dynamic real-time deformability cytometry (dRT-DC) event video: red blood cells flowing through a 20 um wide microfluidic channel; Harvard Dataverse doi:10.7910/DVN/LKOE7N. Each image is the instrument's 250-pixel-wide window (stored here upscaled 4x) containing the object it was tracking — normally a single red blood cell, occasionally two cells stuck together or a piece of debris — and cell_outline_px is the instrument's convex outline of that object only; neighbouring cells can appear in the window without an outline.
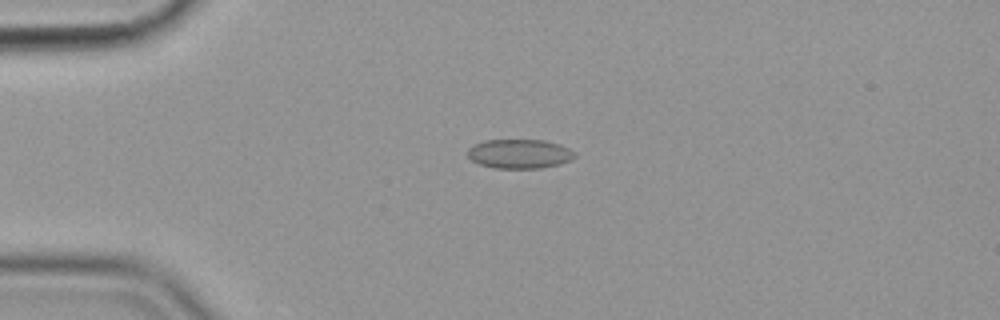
{"species": "common noctule bat (a hibernating species)", "species_latin": "Nyctalus noctula", "temperature_condition": "cold", "stored_images_in_passage": 56, "camera_frame_rate_fps": 3000, "um_per_image_px": 0.085, "animal": {"sex": "female", "body_mass_g": 19.9}, "frame": {"image": 1, "passage_image": 14, "time_ms": 4.333, "image_size_px": [1000, 320], "cell_outline_px": [[576, 156], [572, 160], [560, 164], [540, 168], [496, 168], [480, 164], [472, 160], [468, 156], [468, 148], [472, 144], [484, 140], [544, 140], [560, 144], [576, 152]], "centroid_in_image_um": [44.18, 13.07], "position_along_channel_um": 40.8, "area_um2": 18.38}}
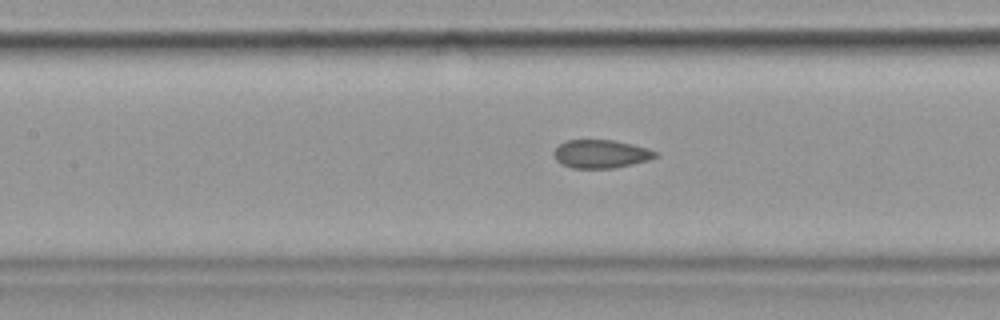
{"frame": {"image": 2, "passage_image": 26, "time_ms": 8.333, "image_size_px": [1000, 320], "cell_outline_px": [[660, 152], [656, 156], [648, 160], [632, 164], [612, 168], [572, 168], [560, 164], [556, 160], [552, 152], [560, 144], [568, 140], [612, 140], [632, 144], [648, 148]], "centroid_in_image_um": [51.07, 13.08], "position_along_channel_um": 156.3, "area_um2": 16.76}}
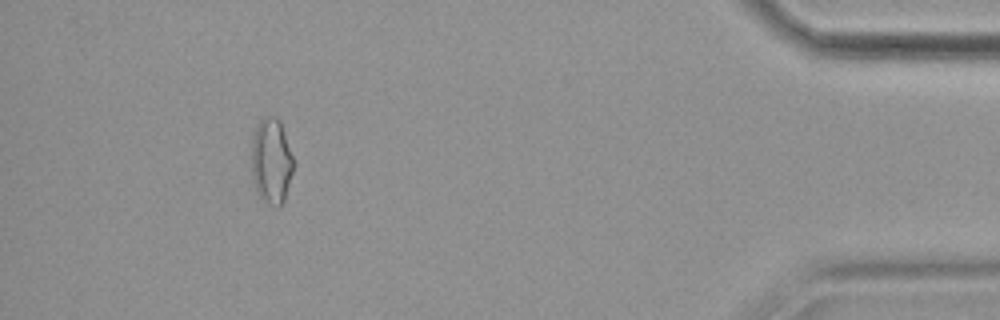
{"frame": {"image": 3, "passage_image": 52, "time_ms": 17.0, "image_size_px": [1000, 320], "cell_outline_px": [[296, 164], [284, 200], [280, 208], [272, 208], [260, 200], [256, 192], [252, 180], [252, 132], [256, 124], [264, 116], [276, 116], [280, 120]], "centroid_in_image_um": [23.07, 13.73], "position_along_channel_um": 412.1, "area_um2": 21.91}, "authors_computed_cell_mechanics": {"area_um2": 18.0625, "velocity_mm_per_s": 3.6013, "shape_relaxation_time_tau1_ms": null, "shape_relaxation_time_tau2_ms": 1.3784, "deformation_change_tau1": null, "deformation_change_tau2": 0.0628}}